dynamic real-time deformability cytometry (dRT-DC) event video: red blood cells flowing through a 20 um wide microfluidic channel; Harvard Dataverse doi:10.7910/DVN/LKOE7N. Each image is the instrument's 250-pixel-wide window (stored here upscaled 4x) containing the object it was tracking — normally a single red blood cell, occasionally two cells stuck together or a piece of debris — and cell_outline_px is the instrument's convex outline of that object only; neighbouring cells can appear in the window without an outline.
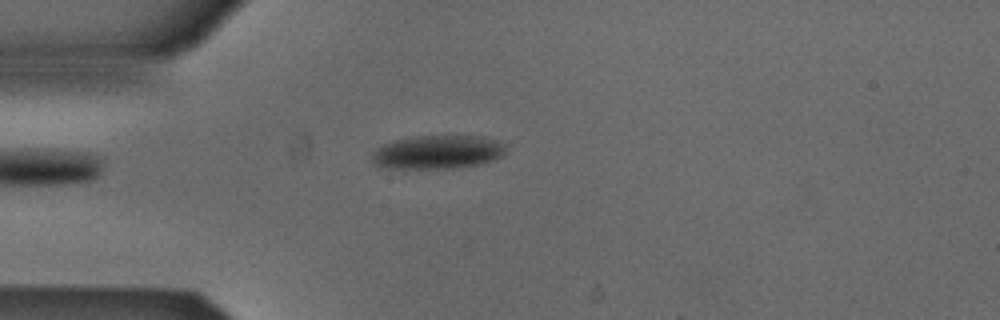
{"species": "Egyptian fruit bat (a non-hibernating species)", "species_latin": "Rousettus aegyptiacus", "temperature_condition": "cold", "stored_images_in_passage": 29, "camera_frame_rate_fps": 3000, "um_per_image_px": 0.085, "animal": {"sex": "male"}, "frame": {"image": 1, "passage_image": 1, "time_ms": 0.0, "image_size_px": [1000, 320], "cell_outline_px": [[504, 152], [500, 156], [492, 160], [480, 164], [452, 168], [380, 168], [372, 160], [372, 152], [380, 144], [392, 140], [416, 136], [476, 136], [496, 140], [504, 144]], "centroid_in_image_um": [37.11, 12.93], "position_along_channel_um": 47.9, "area_um2": 26.18}}
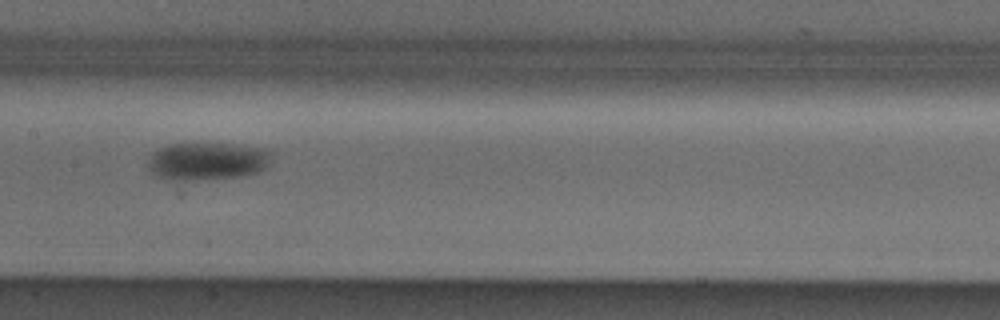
{"frame": {"image": 2, "passage_image": 13, "time_ms": 4.0, "image_size_px": [1000, 320], "cell_outline_px": [[268, 160], [264, 168], [256, 172], [240, 176], [192, 180], [176, 180], [160, 176], [152, 172], [148, 168], [148, 164], [152, 156], [160, 148], [168, 144], [236, 144], [268, 148]], "centroid_in_image_um": [17.62, 13.69], "position_along_channel_um": 189.8, "area_um2": 26.41}}
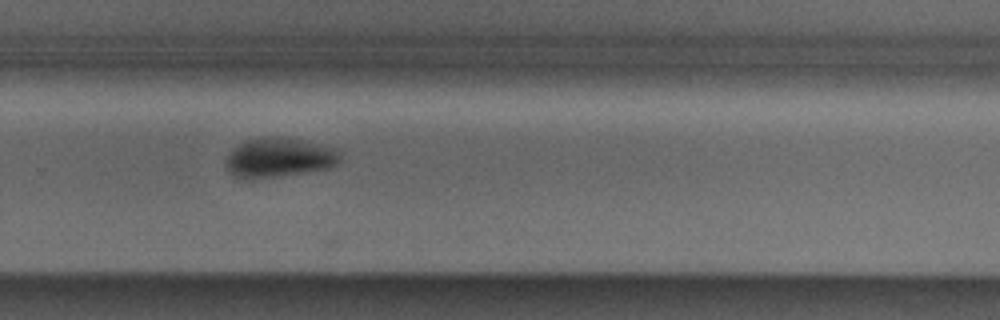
{"frame": {"image": 3, "passage_image": 22, "time_ms": 7.0, "image_size_px": [1000, 320], "cell_outline_px": [[340, 164], [328, 168], [276, 176], [244, 180], [228, 172], [224, 164], [224, 160], [232, 148], [244, 140], [260, 136], [276, 136], [300, 140], [336, 148], [340, 152]], "centroid_in_image_um": [23.65, 13.38], "position_along_channel_um": 306.1, "area_um2": 26.59}, "authors_computed_cell_mechanics": {"area_um2": 27.2816, "velocity_mm_per_s": 3.889, "shape_relaxation_time_tau1_ms": 3.6503, "shape_relaxation_time_tau2_ms": null, "deformation_change_tau1": 0.1037, "deformation_change_tau2": null}}